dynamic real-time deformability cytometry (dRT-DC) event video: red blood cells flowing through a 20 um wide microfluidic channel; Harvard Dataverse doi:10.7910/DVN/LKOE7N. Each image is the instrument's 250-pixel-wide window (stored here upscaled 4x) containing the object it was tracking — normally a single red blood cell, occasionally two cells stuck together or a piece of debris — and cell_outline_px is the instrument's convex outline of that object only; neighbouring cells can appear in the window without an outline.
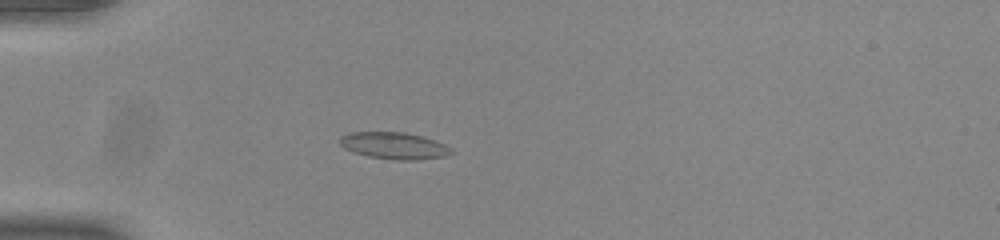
{"species": "common noctule bat (a hibernating species)", "species_latin": "Nyctalus noctula", "temperature_condition": "room temperature", "stored_images_in_passage": 50, "camera_frame_rate_fps": 3000, "um_per_image_px": 0.085, "animal": {"sex": "male", "body_mass_g": 20.0, "forearm_length_mm": 53.3}, "frame": {"image": 1, "passage_image": 13, "time_ms": 4.0, "image_size_px": [1000, 240], "cell_outline_px": [[452, 152], [444, 156], [404, 160], [400, 160], [368, 156], [344, 148], [340, 144], [340, 140], [344, 136], [352, 132], [404, 132], [420, 136], [444, 144]], "centroid_in_image_um": [33.45, 12.37], "position_along_channel_um": 51.5, "area_um2": 16.65}}
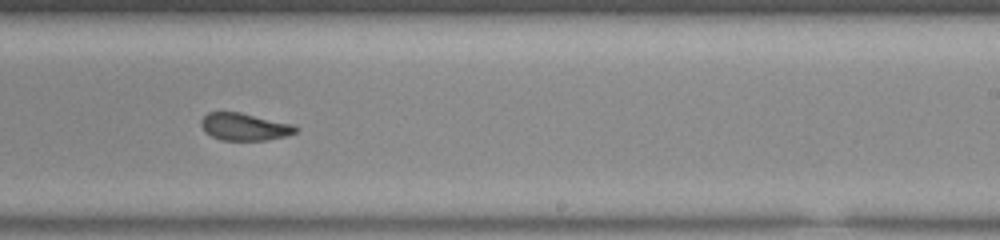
{"frame": {"image": 2, "passage_image": 31, "time_ms": 10.0, "image_size_px": [1000, 240], "cell_outline_px": [[300, 128], [296, 132], [284, 136], [268, 140], [220, 140], [212, 136], [200, 124], [200, 120], [208, 112], [240, 112], [292, 124]], "centroid_in_image_um": [20.79, 10.77], "position_along_channel_um": 268.2, "area_um2": 14.91}}
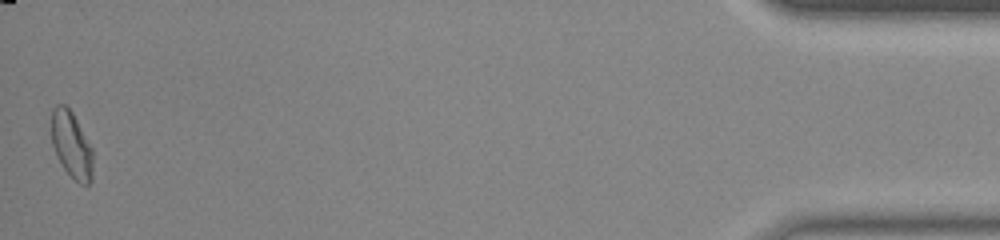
{"frame": {"image": 3, "passage_image": 50, "time_ms": 16.333, "image_size_px": [1000, 240], "cell_outline_px": [[92, 180], [88, 184], [80, 184], [64, 168], [52, 144], [52, 108], [56, 104], [64, 104], [72, 112], [92, 148]], "centroid_in_image_um": [6.08, 12.29], "position_along_channel_um": 429.1, "area_um2": 15.66}, "authors_computed_cell_mechanics": {"area_um2": 15.6349, "velocity_mm_per_s": 3.8899, "shape_relaxation_time_tau1_ms": 7.8906, "shape_relaxation_time_tau2_ms": 1.3831, "deformation_change_tau1": 0.1716, "deformation_change_tau2": 0.05}}